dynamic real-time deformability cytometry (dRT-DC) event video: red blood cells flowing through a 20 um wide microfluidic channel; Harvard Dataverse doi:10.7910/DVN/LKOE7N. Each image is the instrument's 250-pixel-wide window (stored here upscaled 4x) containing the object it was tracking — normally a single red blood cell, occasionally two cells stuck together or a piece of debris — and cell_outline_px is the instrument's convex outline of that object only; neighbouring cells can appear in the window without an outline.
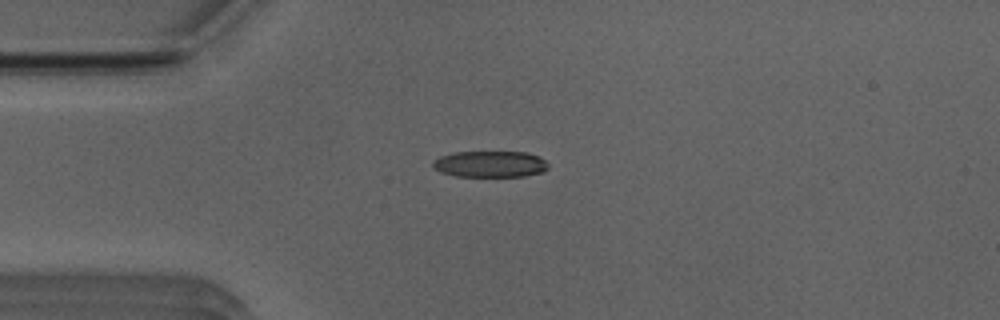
{"species": "Egyptian fruit bat (a non-hibernating species)", "species_latin": "Rousettus aegyptiacus", "temperature_condition": "room temperature", "stored_images_in_passage": 4, "camera_frame_rate_fps": 3000, "um_per_image_px": 0.085, "animal": {"sex": "male"}, "frame": {"image": 1, "passage_image": 1, "time_ms": 0.0, "image_size_px": [1000, 320], "cell_outline_px": [[548, 168], [544, 172], [524, 176], [456, 176], [440, 172], [432, 168], [432, 160], [440, 156], [452, 152], [528, 152], [540, 156], [548, 164]], "centroid_in_image_um": [41.65, 13.94], "position_along_channel_um": 43.4, "area_um2": 17.92}}